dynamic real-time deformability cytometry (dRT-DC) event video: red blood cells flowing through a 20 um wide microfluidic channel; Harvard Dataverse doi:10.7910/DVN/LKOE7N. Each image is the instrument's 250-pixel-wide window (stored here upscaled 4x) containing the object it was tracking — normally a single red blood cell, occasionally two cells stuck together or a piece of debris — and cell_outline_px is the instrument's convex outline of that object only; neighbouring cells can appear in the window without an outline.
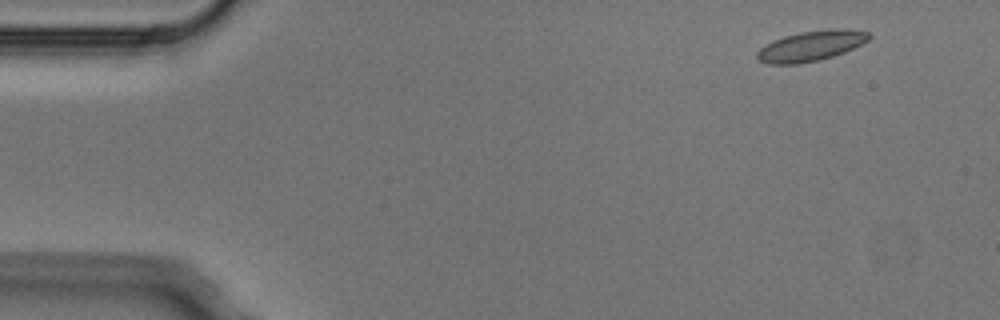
{"species": "Egyptian fruit bat (a non-hibernating species)", "species_latin": "Rousettus aegyptiacus", "temperature_condition": "cold", "stored_images_in_passage": 4, "camera_frame_rate_fps": 3000, "um_per_image_px": 0.085, "animal": {"sex": "male"}, "frame": {"image": 1, "passage_image": 2, "time_ms": 0.333, "image_size_px": [1000, 320], "cell_outline_px": [[872, 36], [868, 40], [844, 52], [820, 60], [800, 64], [768, 64], [760, 60], [756, 56], [756, 52], [760, 48], [772, 40], [784, 36], [800, 32], [832, 28], [844, 28], [868, 32]], "centroid_in_image_um": [68.92, 3.9], "position_along_channel_um": 16.1, "area_um2": 19.77}}